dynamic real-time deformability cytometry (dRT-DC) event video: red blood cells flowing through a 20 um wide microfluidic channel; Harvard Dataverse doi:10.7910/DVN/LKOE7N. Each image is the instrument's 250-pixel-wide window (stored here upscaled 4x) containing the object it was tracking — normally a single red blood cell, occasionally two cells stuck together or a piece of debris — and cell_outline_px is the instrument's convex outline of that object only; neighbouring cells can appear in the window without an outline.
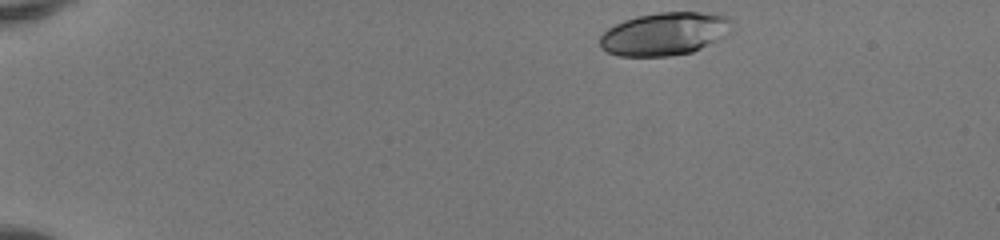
{"species": "human", "species_latin": "Homo sapiens", "temperature_condition": "room temperature", "stored_images_in_passage": 43, "camera_frame_rate_fps": 3000, "um_per_image_px": 0.085, "donor": {"sex": "female"}, "frame": {"image": 1, "passage_image": 1, "time_ms": 0.0, "image_size_px": [1000, 240], "cell_outline_px": [[732, 32], [720, 40], [692, 52], [668, 56], [620, 56], [608, 52], [600, 48], [600, 36], [608, 28], [624, 20], [636, 16], [660, 12], [716, 12], [728, 16]], "centroid_in_image_um": [56.53, 2.87], "position_along_channel_um": 28.5, "area_um2": 33.41}}
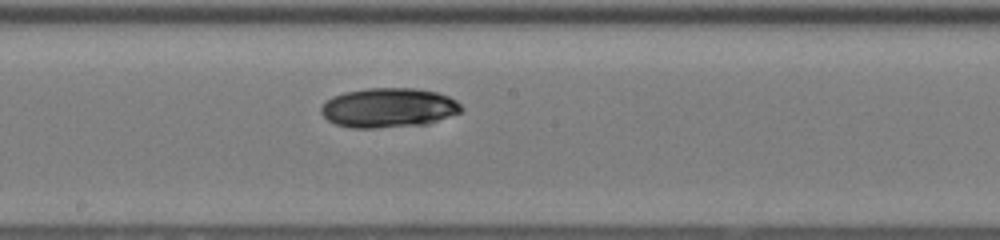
{"frame": {"image": 2, "passage_image": 22, "time_ms": 7.0, "image_size_px": [1000, 240], "cell_outline_px": [[464, 108], [460, 112], [428, 124], [376, 128], [352, 128], [336, 124], [328, 120], [320, 112], [320, 108], [332, 96], [344, 92], [368, 88], [416, 88], [436, 92], [448, 96], [456, 100]], "centroid_in_image_um": [33.03, 9.16], "position_along_channel_um": 215.2, "area_um2": 32.37}}
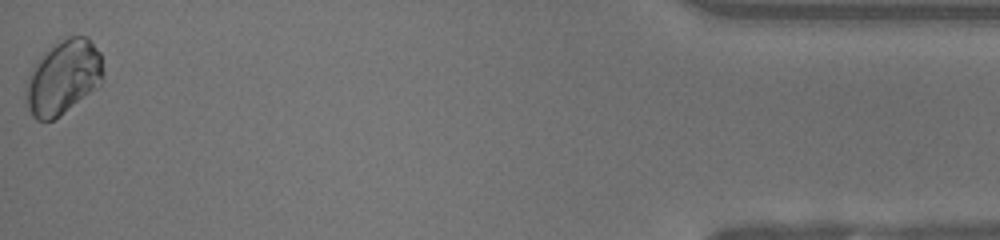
{"frame": {"image": 3, "passage_image": 43, "time_ms": 14.0, "image_size_px": [1000, 240], "cell_outline_px": [[104, 80], [96, 88], [60, 116], [52, 120], [36, 120], [32, 116], [28, 108], [28, 76], [36, 60], [52, 44], [68, 36], [88, 36], [100, 52], [104, 72]], "centroid_in_image_um": [5.42, 6.53], "position_along_channel_um": 429.8, "area_um2": 33.35}, "authors_computed_cell_mechanics": {"area_um2": 31.79, "velocity_mm_per_s": 4.125, "shape_relaxation_time_tau1_ms": 2.2871, "shape_relaxation_time_tau2_ms": null, "deformation_change_tau1": 0.0863, "deformation_change_tau2": null}}